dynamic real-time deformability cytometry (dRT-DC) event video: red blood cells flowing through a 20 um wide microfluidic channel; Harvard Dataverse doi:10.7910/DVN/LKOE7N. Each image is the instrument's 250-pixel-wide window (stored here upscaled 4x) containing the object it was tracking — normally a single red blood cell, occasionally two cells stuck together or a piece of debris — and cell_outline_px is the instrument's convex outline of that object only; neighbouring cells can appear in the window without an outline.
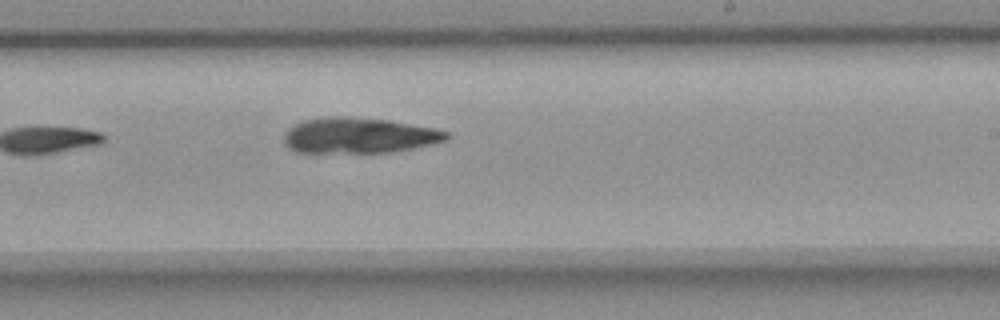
{"species": "common noctule bat (a hibernating species)", "species_latin": "Nyctalus noctula", "temperature_condition": "room temperature", "stored_images_in_passage": 9, "camera_frame_rate_fps": 3000, "um_per_image_px": 0.085, "animal": {"sex": "female", "body_mass_g": 18.4}, "frame": {"image": 1, "passage_image": 9, "time_ms": 2.667, "image_size_px": [1000, 320], "cell_outline_px": [[452, 136], [448, 140], [432, 144], [412, 148], [388, 152], [296, 152], [288, 148], [284, 144], [284, 132], [288, 128], [300, 120], [328, 116], [348, 116], [388, 120], [436, 128], [448, 132]], "centroid_in_image_um": [30.49, 11.5], "position_along_channel_um": 258.5, "area_um2": 34.04}}